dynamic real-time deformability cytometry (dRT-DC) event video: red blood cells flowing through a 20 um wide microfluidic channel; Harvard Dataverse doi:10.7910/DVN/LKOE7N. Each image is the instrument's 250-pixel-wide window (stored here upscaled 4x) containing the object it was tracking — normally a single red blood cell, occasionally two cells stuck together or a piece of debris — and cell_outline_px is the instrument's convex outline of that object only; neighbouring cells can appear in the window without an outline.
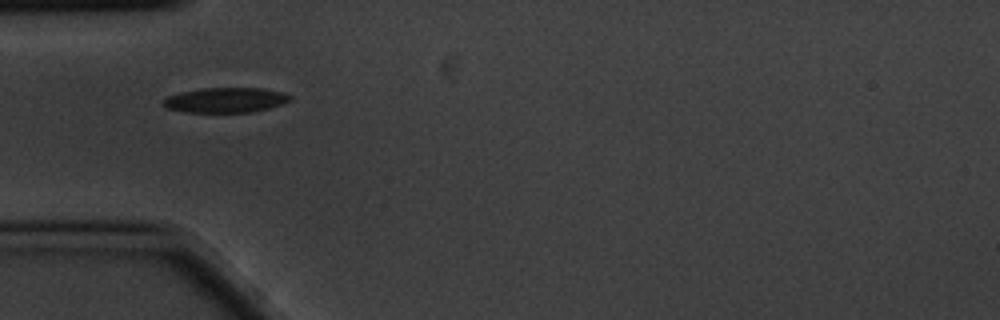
{"species": "common noctule bat (a hibernating species)", "species_latin": "Nyctalus noctula", "temperature_condition": "cold", "stored_images_in_passage": 2, "camera_frame_rate_fps": 3000, "um_per_image_px": 0.085, "animal": {"sex": "male", "body_mass_g": 20.1, "forearm_length_mm": 53.5}, "frame": {"image": 1, "passage_image": 1, "time_ms": 0.0, "image_size_px": [1000, 320], "cell_outline_px": [[292, 96], [288, 100], [280, 104], [268, 108], [252, 112], [188, 112], [168, 108], [160, 104], [168, 96], [180, 92], [200, 88], [264, 88], [284, 92]], "centroid_in_image_um": [19.16, 8.49], "position_along_channel_um": 65.8, "area_um2": 18.38}}